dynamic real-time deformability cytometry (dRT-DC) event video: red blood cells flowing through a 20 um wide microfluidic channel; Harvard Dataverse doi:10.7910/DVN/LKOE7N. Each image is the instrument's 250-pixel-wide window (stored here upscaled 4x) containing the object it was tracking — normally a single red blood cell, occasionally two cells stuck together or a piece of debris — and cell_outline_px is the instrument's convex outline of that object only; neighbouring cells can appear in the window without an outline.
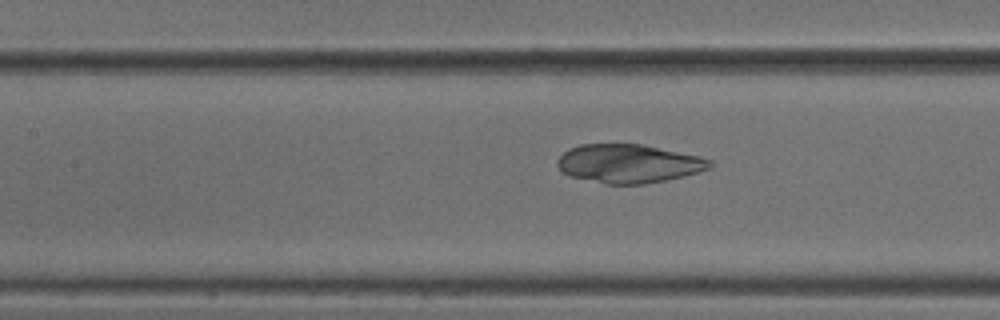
{"species": "common noctule bat (a hibernating species)", "species_latin": "Nyctalus noctula", "temperature_condition": "cold", "stored_images_in_passage": 51, "camera_frame_rate_fps": 3000, "um_per_image_px": 0.085, "animal": {"sex": "male", "body_mass_g": 18.8}, "frame": {"image": 1, "passage_image": 22, "time_ms": 7.0, "image_size_px": [1000, 320], "cell_outline_px": [[712, 168], [684, 176], [644, 184], [604, 184], [568, 176], [556, 164], [556, 160], [568, 148], [580, 144], [644, 144], [700, 156], [712, 160]], "centroid_in_image_um": [53.43, 13.9], "position_along_channel_um": 154.0, "area_um2": 34.56}}
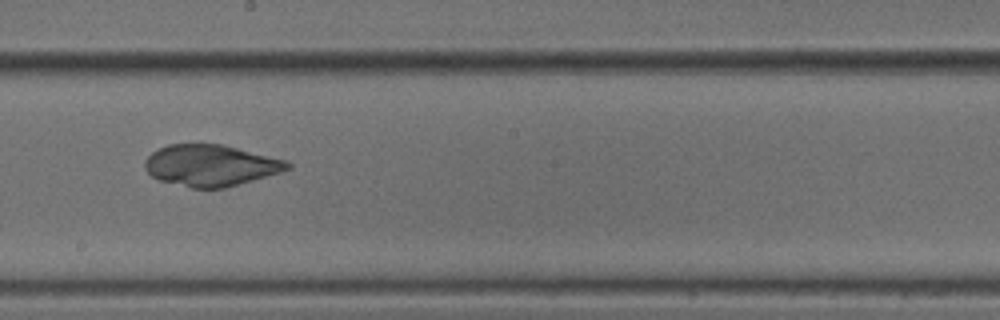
{"frame": {"image": 2, "passage_image": 28, "time_ms": 9.0, "image_size_px": [1000, 320], "cell_outline_px": [[292, 168], [280, 172], [224, 188], [192, 188], [156, 180], [144, 168], [144, 160], [152, 152], [168, 144], [224, 144], [288, 160], [292, 164]], "centroid_in_image_um": [17.91, 14.05], "position_along_channel_um": 230.3, "area_um2": 34.62}}
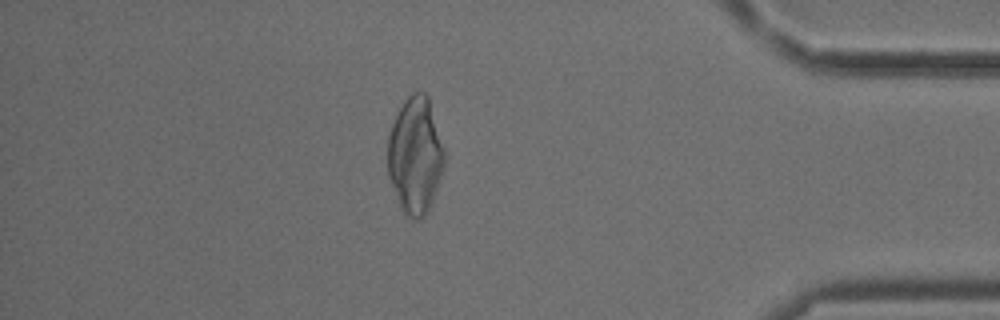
{"frame": {"image": 3, "passage_image": 44, "time_ms": 14.333, "image_size_px": [1000, 320], "cell_outline_px": [[444, 164], [428, 212], [420, 220], [412, 220], [400, 208], [388, 176], [388, 136], [392, 124], [404, 100], [412, 92], [424, 92], [428, 96], [444, 148]], "centroid_in_image_um": [35.28, 13.23], "position_along_channel_um": 399.9, "area_um2": 38.32}}